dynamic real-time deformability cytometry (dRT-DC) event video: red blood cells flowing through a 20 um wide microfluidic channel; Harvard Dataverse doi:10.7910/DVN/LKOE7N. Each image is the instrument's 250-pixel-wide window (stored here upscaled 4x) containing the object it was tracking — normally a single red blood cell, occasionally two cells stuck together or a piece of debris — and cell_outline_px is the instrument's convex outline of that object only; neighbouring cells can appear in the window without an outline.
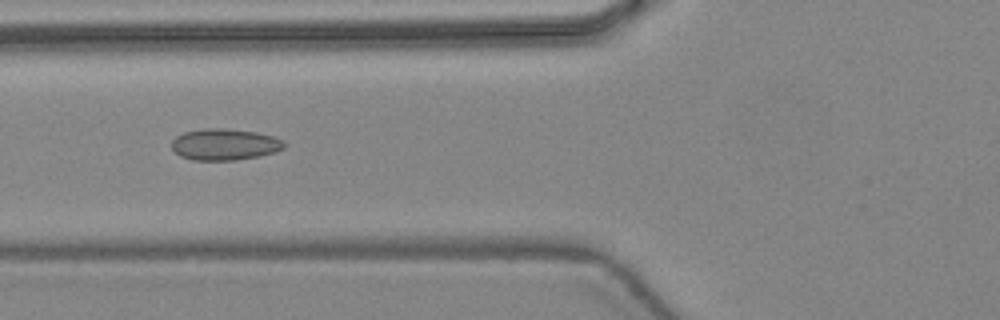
{"species": "common noctule bat (a hibernating species)", "species_latin": "Nyctalus noctula", "temperature_condition": "warm", "stored_images_in_passage": 10, "camera_frame_rate_fps": 3000, "um_per_image_px": 0.085, "animal": {"sex": "female", "body_mass_g": 24.6, "forearm_length_mm": 56.2}, "frame": {"image": 1, "passage_image": 5, "time_ms": 1.333, "image_size_px": [1000, 320], "cell_outline_px": [[284, 148], [276, 152], [260, 156], [236, 160], [192, 160], [180, 156], [172, 148], [172, 140], [176, 136], [184, 132], [204, 128], [224, 128], [256, 132], [272, 136], [284, 140]], "centroid_in_image_um": [19.1, 12.28], "position_along_channel_um": 106.7, "area_um2": 20.69}}
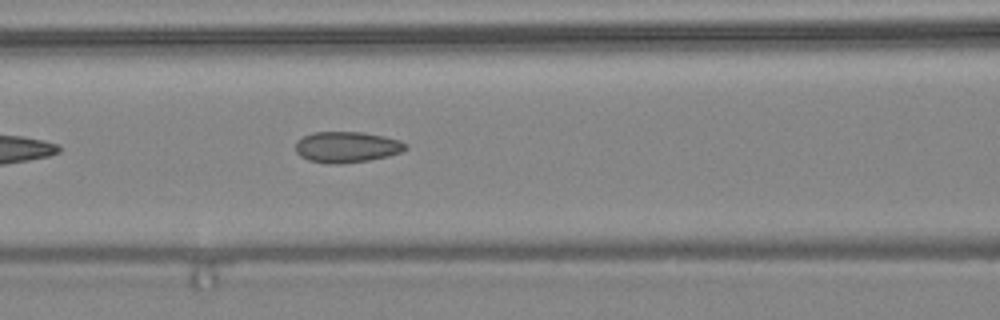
{"frame": {"image": 2, "passage_image": 7, "time_ms": 2.0, "image_size_px": [1000, 320], "cell_outline_px": [[408, 148], [400, 152], [388, 156], [368, 160], [340, 164], [328, 164], [308, 160], [300, 156], [296, 152], [296, 140], [312, 132], [364, 132], [384, 136], [400, 140], [408, 144]], "centroid_in_image_um": [29.48, 12.49], "position_along_channel_um": 137.1, "area_um2": 20.0}}